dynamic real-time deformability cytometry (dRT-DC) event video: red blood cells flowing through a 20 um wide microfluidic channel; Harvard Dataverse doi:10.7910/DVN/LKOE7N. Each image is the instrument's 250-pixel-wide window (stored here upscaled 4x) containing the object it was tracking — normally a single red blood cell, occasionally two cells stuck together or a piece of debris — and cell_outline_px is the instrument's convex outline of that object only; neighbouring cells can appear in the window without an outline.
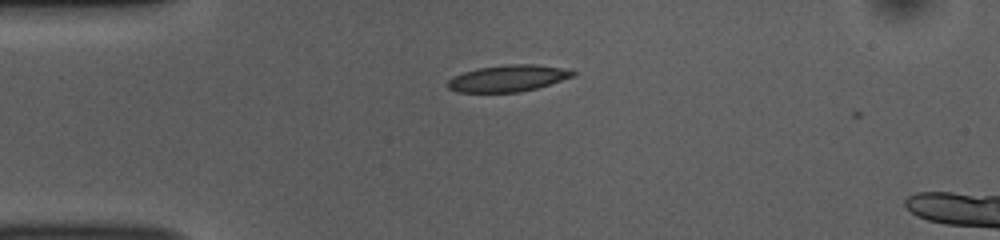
{"species": "common noctule bat (a hibernating species)", "species_latin": "Nyctalus noctula", "temperature_condition": "room temperature", "stored_images_in_passage": 38, "camera_frame_rate_fps": 3000, "um_per_image_px": 0.085, "animal": {"sex": "female", "body_mass_g": 10.0, "forearm_length_mm": 53.1}, "frame": {"image": 1, "passage_image": 1, "time_ms": 0.0, "image_size_px": [1000, 240], "cell_outline_px": [[576, 76], [536, 88], [520, 92], [456, 92], [448, 88], [448, 80], [452, 76], [476, 68], [508, 64], [536, 64], [560, 68], [576, 72]], "centroid_in_image_um": [43.16, 6.65], "position_along_channel_um": 41.8, "area_um2": 19.36}}
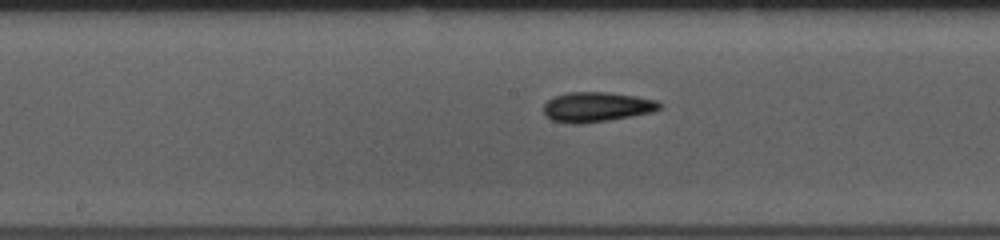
{"frame": {"image": 2, "passage_image": 15, "time_ms": 4.667, "image_size_px": [1000, 240], "cell_outline_px": [[664, 108], [652, 112], [632, 116], [584, 124], [572, 124], [552, 120], [544, 116], [544, 104], [548, 100], [556, 96], [568, 92], [608, 92], [636, 96], [656, 100], [664, 104]], "centroid_in_image_um": [50.75, 9.1], "position_along_channel_um": 197.5, "area_um2": 20.4}}
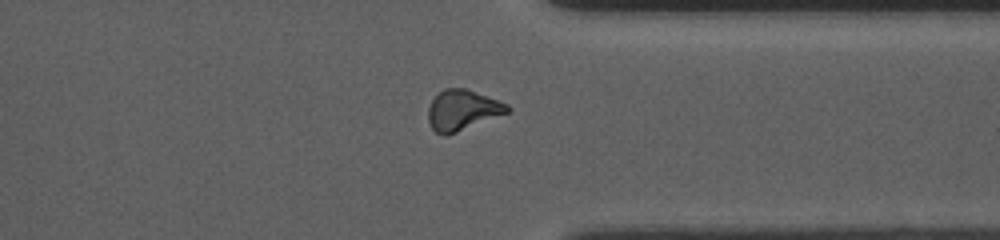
{"frame": {"image": 3, "passage_image": 29, "time_ms": 9.333, "image_size_px": [1000, 240], "cell_outline_px": [[512, 112], [456, 132], [444, 136], [436, 132], [432, 128], [428, 120], [428, 108], [432, 100], [444, 88], [464, 88], [508, 104], [512, 108]], "centroid_in_image_um": [39.34, 9.37], "position_along_channel_um": 372.1, "area_um2": 18.61}}